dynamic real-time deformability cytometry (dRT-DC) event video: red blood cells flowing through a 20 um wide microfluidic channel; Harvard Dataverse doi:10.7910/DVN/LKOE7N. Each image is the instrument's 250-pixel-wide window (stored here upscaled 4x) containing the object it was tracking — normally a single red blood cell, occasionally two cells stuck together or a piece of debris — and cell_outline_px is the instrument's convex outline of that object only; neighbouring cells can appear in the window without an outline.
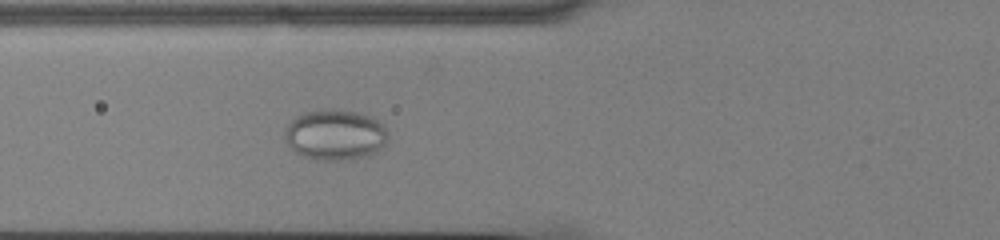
{"species": "common noctule bat (a hibernating species)", "species_latin": "Nyctalus noctula", "temperature_condition": "cold", "stored_images_in_passage": 56, "camera_frame_rate_fps": 3000, "um_per_image_px": 0.085, "animal": {"sex": "male", "body_mass_g": 13.0, "forearm_length_mm": 53.1}, "frame": {"image": 1, "passage_image": 22, "time_ms": 7.0, "image_size_px": [1000, 240], "cell_outline_px": [[388, 140], [380, 152], [368, 156], [340, 160], [324, 160], [304, 156], [296, 152], [288, 144], [284, 136], [288, 124], [296, 116], [304, 112], [360, 112], [372, 116], [384, 124], [388, 132]], "centroid_in_image_um": [28.57, 11.49], "position_along_channel_um": 97.2, "area_um2": 30.0}}
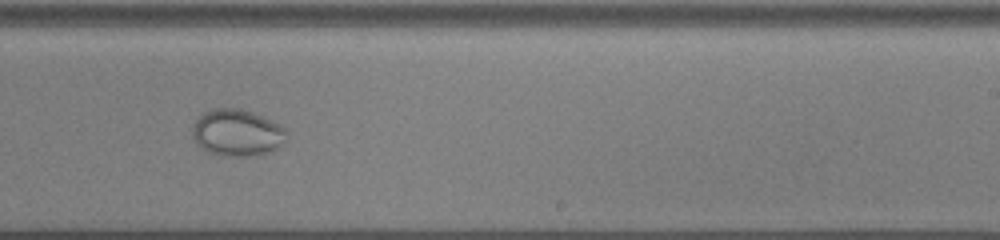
{"frame": {"image": 2, "passage_image": 36, "time_ms": 11.667, "image_size_px": [1000, 240], "cell_outline_px": [[288, 140], [272, 152], [256, 156], [224, 156], [208, 152], [192, 136], [192, 124], [204, 112], [212, 108], [240, 108], [252, 112], [272, 120], [280, 124], [288, 132]], "centroid_in_image_um": [20.21, 11.28], "position_along_channel_um": 268.8, "area_um2": 26.01}}
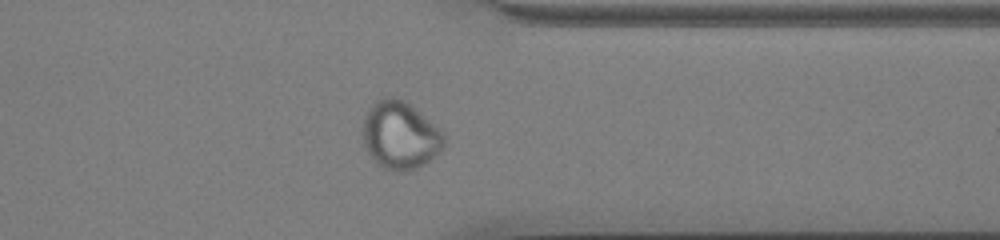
{"frame": {"image": 3, "passage_image": 45, "time_ms": 14.667, "image_size_px": [1000, 240], "cell_outline_px": [[444, 144], [424, 164], [416, 168], [404, 172], [396, 172], [384, 168], [364, 148], [360, 132], [364, 116], [368, 108], [376, 100], [388, 96], [396, 96], [404, 100], [420, 112], [444, 132]], "centroid_in_image_um": [33.95, 11.46], "position_along_channel_um": 377.5, "area_um2": 32.19}}